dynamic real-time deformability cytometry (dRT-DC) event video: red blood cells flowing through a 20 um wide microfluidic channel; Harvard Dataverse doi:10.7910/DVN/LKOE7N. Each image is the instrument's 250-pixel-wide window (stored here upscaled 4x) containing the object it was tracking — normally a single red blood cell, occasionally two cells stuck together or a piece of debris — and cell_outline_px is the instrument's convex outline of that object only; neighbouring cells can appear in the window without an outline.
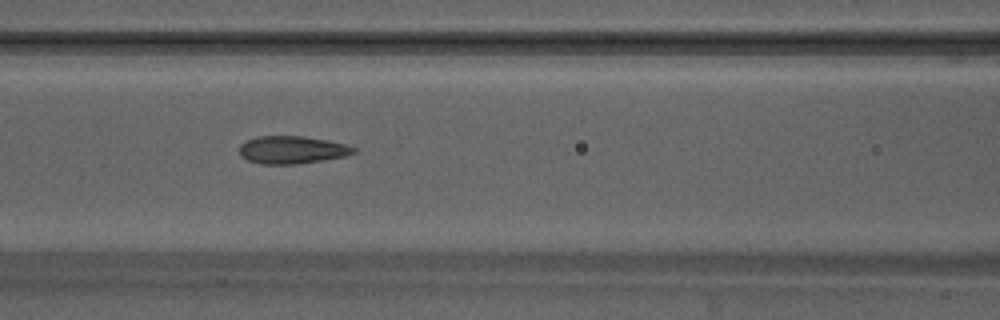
{"species": "Egyptian fruit bat (a non-hibernating species)", "species_latin": "Rousettus aegyptiacus", "temperature_condition": "warm", "stored_images_in_passage": 45, "camera_frame_rate_fps": 3000, "um_per_image_px": 0.085, "animal": {"sex": "male"}, "frame": {"image": 1, "passage_image": 19, "time_ms": 6.0, "image_size_px": [1000, 320], "cell_outline_px": [[356, 152], [344, 156], [296, 164], [260, 164], [248, 160], [240, 156], [240, 144], [244, 140], [256, 136], [304, 136], [328, 140], [344, 144], [356, 148]], "centroid_in_image_um": [24.77, 12.72], "position_along_channel_um": 141.8, "area_um2": 18.44}}